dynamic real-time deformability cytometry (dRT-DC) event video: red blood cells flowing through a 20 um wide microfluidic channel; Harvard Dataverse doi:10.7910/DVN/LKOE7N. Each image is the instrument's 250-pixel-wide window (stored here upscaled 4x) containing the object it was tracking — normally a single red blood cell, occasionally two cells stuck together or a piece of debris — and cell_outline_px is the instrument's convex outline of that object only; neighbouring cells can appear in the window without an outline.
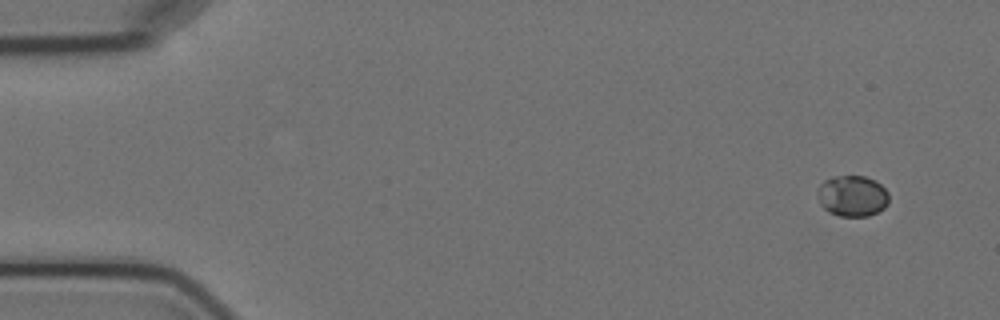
{"species": "Egyptian fruit bat (a non-hibernating species)", "species_latin": "Rousettus aegyptiacus", "temperature_condition": "cold", "stored_images_in_passage": 7, "camera_frame_rate_fps": 3000, "um_per_image_px": 0.085, "animal": {"sex": "female"}, "frame": {"image": 1, "passage_image": 1, "time_ms": 0.0, "image_size_px": [1000, 320], "cell_outline_px": [[888, 204], [884, 208], [868, 216], [840, 216], [828, 212], [820, 204], [816, 196], [816, 188], [824, 180], [832, 176], [864, 176], [876, 180], [888, 192]], "centroid_in_image_um": [72.41, 16.64], "position_along_channel_um": 12.6, "area_um2": 17.34}}
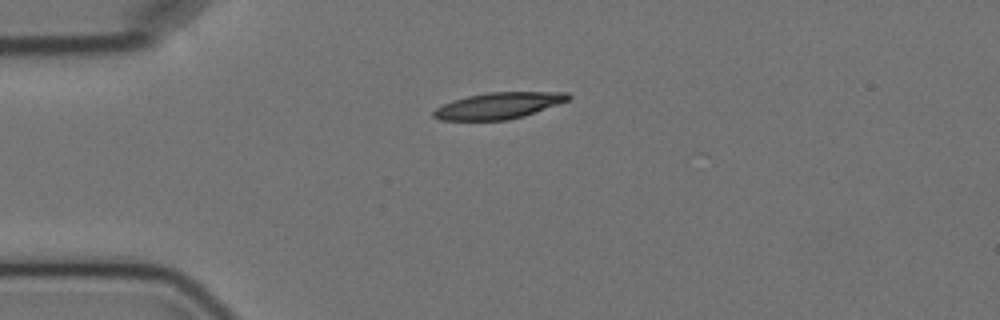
{"frame": {"image": 2, "passage_image": 7, "time_ms": 7.0, "image_size_px": [1000, 320], "cell_outline_px": [[572, 96], [568, 100], [524, 116], [508, 120], [440, 120], [432, 116], [432, 112], [436, 108], [452, 100], [468, 96], [488, 92], [568, 92]], "centroid_in_image_um": [42.36, 8.98], "position_along_channel_um": 42.6, "area_um2": 20.58}}